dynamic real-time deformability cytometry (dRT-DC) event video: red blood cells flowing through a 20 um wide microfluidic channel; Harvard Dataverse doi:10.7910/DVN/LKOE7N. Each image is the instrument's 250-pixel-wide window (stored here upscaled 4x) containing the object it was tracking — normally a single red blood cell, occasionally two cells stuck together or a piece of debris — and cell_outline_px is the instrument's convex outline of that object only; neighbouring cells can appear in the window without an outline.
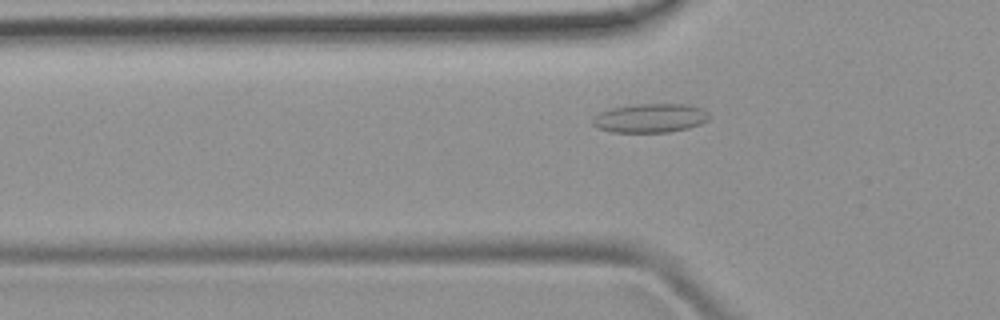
{"species": "common noctule bat (a hibernating species)", "species_latin": "Nyctalus noctula", "temperature_condition": "room temperature", "stored_images_in_passage": 46, "camera_frame_rate_fps": 3000, "um_per_image_px": 0.085, "animal": {"sex": "female", "body_mass_g": 19.9}, "frame": {"image": 1, "passage_image": 13, "time_ms": 4.0, "image_size_px": [1000, 320], "cell_outline_px": [[712, 116], [708, 120], [700, 124], [688, 128], [668, 132], [612, 132], [596, 128], [592, 124], [592, 120], [600, 112], [612, 108], [632, 104], [688, 104], [704, 108]], "centroid_in_image_um": [55.31, 10.03], "position_along_channel_um": 70.5, "area_um2": 19.88}}
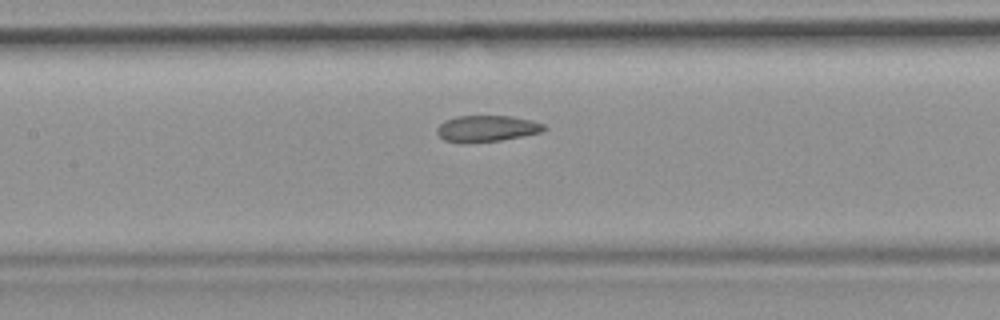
{"frame": {"image": 2, "passage_image": 20, "time_ms": 6.333, "image_size_px": [1000, 320], "cell_outline_px": [[548, 128], [544, 132], [500, 140], [460, 144], [444, 140], [436, 132], [436, 128], [444, 120], [456, 116], [512, 116], [532, 120], [544, 124]], "centroid_in_image_um": [41.37, 10.93], "position_along_channel_um": 166.0, "area_um2": 16.7}}
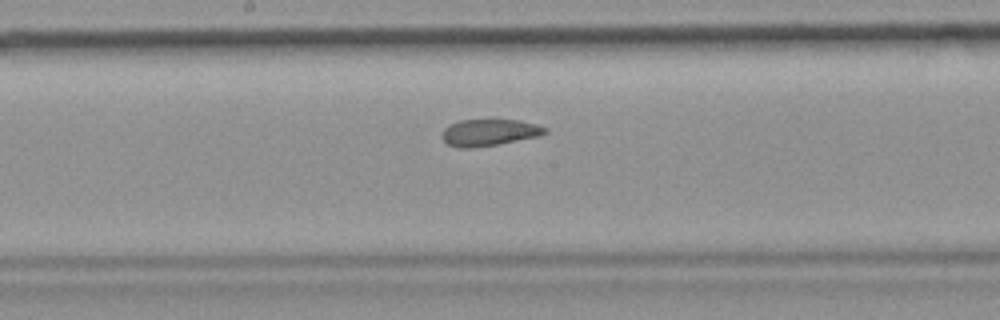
{"frame": {"image": 3, "passage_image": 23, "time_ms": 7.333, "image_size_px": [1000, 320], "cell_outline_px": [[548, 132], [540, 136], [496, 144], [468, 148], [460, 148], [448, 144], [440, 136], [444, 128], [448, 124], [460, 120], [488, 116], [520, 120], [536, 124], [548, 128]], "centroid_in_image_um": [41.58, 11.19], "position_along_channel_um": 206.6, "area_um2": 16.88}}